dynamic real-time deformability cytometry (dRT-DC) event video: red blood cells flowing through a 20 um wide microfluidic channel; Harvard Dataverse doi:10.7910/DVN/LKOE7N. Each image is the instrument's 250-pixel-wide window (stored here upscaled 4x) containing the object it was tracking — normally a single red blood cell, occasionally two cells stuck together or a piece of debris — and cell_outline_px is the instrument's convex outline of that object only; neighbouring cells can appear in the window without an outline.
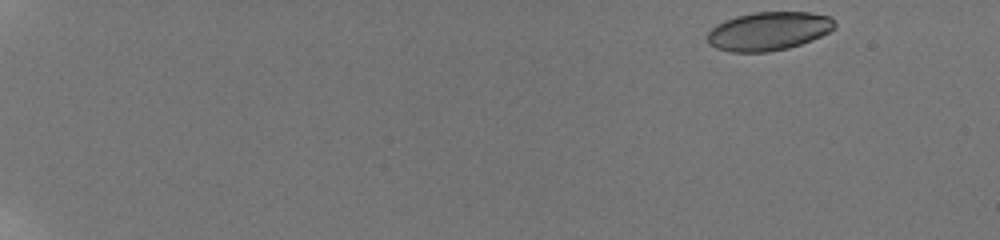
{"species": "human", "species_latin": "Homo sapiens", "temperature_condition": "room temperature", "stored_images_in_passage": 58, "camera_frame_rate_fps": 3000, "um_per_image_px": 0.085, "donor": {"sex": "male"}, "frame": {"image": 1, "passage_image": 1, "time_ms": 0.0, "image_size_px": [1000, 240], "cell_outline_px": [[836, 28], [812, 40], [788, 48], [768, 52], [732, 52], [716, 48], [708, 44], [708, 32], [716, 24], [724, 20], [736, 16], [752, 12], [812, 12], [832, 16], [836, 24]], "centroid_in_image_um": [65.35, 2.63], "position_along_channel_um": 19.7, "area_um2": 28.84}}
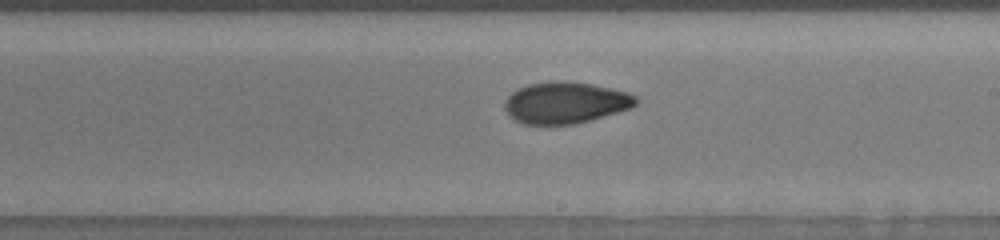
{"frame": {"image": 2, "passage_image": 36, "time_ms": 10.667, "image_size_px": [1000, 240], "cell_outline_px": [[640, 100], [632, 108], [588, 120], [572, 124], [524, 124], [516, 120], [504, 108], [504, 104], [508, 96], [516, 88], [528, 84], [552, 80], [564, 80], [592, 84], [628, 92], [636, 96]], "centroid_in_image_um": [48.07, 8.7], "position_along_channel_um": 240.9, "area_um2": 31.73}}
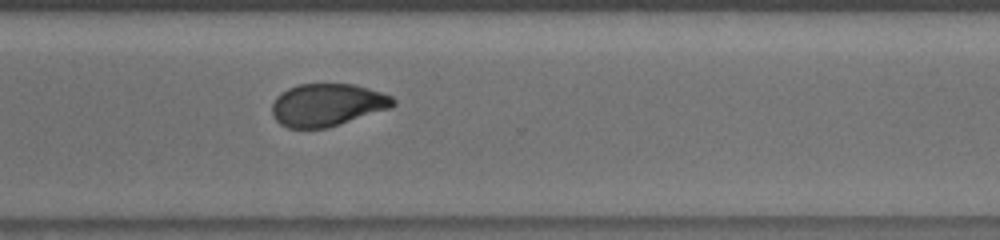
{"frame": {"image": 3, "passage_image": 45, "time_ms": 13.333, "image_size_px": [1000, 240], "cell_outline_px": [[396, 104], [388, 108], [328, 128], [288, 128], [280, 124], [272, 116], [272, 104], [276, 96], [280, 92], [296, 84], [352, 84], [368, 88], [392, 96], [396, 100]], "centroid_in_image_um": [27.77, 8.91], "position_along_channel_um": 342.8, "area_um2": 30.0}, "authors_computed_cell_mechanics": {"area_um2": 30.7207, "velocity_mm_per_s": 3.8199, "shape_relaxation_time_tau1_ms": 7.1113, "shape_relaxation_time_tau2_ms": 2.4014, "deformation_change_tau1": 0.1929, "deformation_change_tau2": 0.0712}}